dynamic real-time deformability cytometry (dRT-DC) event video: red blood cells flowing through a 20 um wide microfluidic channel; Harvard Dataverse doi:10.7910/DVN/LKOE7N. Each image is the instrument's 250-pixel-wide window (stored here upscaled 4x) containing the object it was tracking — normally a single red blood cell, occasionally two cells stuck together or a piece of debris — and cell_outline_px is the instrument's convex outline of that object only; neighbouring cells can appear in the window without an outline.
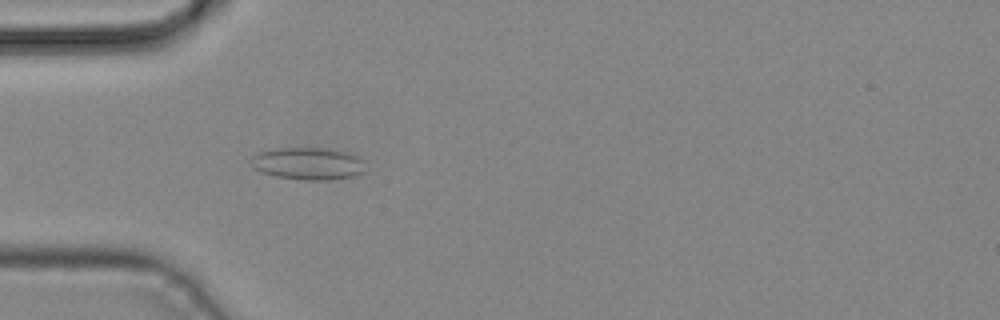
{"species": "common noctule bat (a hibernating species)", "species_latin": "Nyctalus noctula", "temperature_condition": "cold", "stored_images_in_passage": 30, "camera_frame_rate_fps": 3000, "um_per_image_px": 0.085, "animal": {"sex": "male", "body_mass_g": 19.2, "forearm_length_mm": 51.8}, "frame": {"image": 1, "passage_image": 1, "time_ms": 0.0, "image_size_px": [1000, 320], "cell_outline_px": [[364, 172], [352, 176], [328, 180], [304, 180], [276, 176], [260, 172], [252, 168], [252, 156], [256, 152], [272, 148], [332, 148], [352, 152], [364, 160]], "centroid_in_image_um": [26.19, 13.88], "position_along_channel_um": 58.8, "area_um2": 21.96}}